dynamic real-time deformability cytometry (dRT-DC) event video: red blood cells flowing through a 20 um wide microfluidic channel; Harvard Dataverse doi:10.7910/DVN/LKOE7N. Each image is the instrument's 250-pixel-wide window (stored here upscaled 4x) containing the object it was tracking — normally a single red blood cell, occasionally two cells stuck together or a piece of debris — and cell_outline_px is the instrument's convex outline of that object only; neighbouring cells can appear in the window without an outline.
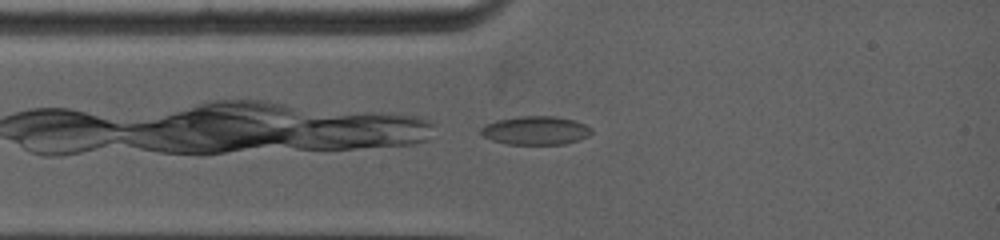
{"species": "common noctule bat (a hibernating species)", "species_latin": "Nyctalus noctula", "temperature_condition": "warm", "stored_images_in_passage": 20, "camera_frame_rate_fps": 5000, "um_per_image_px": 0.085, "animal": {"sex": "female", "body_mass_g": 19.0, "forearm_length_mm": 53.3}, "frame": {"image": 1, "passage_image": 1, "time_ms": 0.0, "image_size_px": [1000, 240], "cell_outline_px": [[592, 132], [588, 136], [564, 144], [508, 144], [492, 140], [484, 136], [480, 132], [480, 128], [496, 120], [520, 116], [556, 116], [576, 120], [592, 128]], "centroid_in_image_um": [45.54, 11.08], "position_along_channel_um": 39.5, "area_um2": 18.32}}
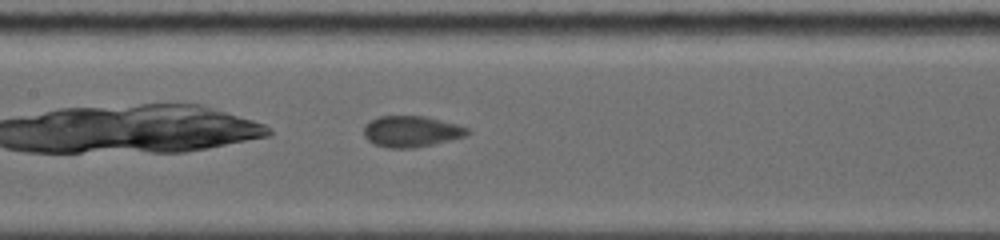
{"frame": {"image": 2, "passage_image": 9, "time_ms": 3.4, "image_size_px": [1000, 240], "cell_outline_px": [[472, 132], [464, 136], [452, 140], [412, 148], [388, 148], [372, 144], [364, 136], [364, 124], [380, 116], [424, 116], [460, 124], [468, 128]], "centroid_in_image_um": [34.98, 11.17], "position_along_channel_um": 172.4, "area_um2": 18.96}}
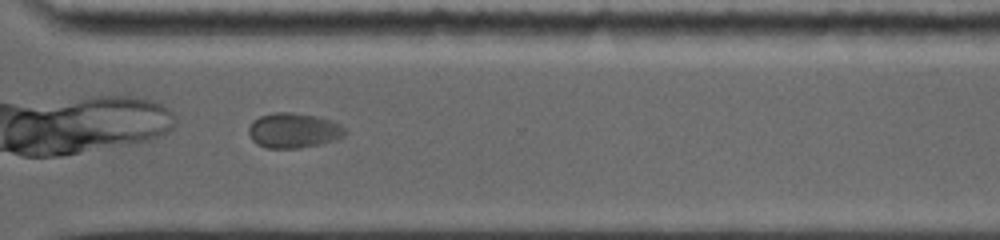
{"frame": {"image": 3, "passage_image": 19, "time_ms": 7.8, "image_size_px": [1000, 240], "cell_outline_px": [[348, 132], [344, 136], [336, 140], [320, 144], [296, 148], [268, 148], [256, 144], [252, 140], [248, 132], [248, 128], [252, 120], [260, 116], [272, 112], [292, 112], [320, 116], [332, 120], [340, 124]], "centroid_in_image_um": [24.96, 11.07], "position_along_channel_um": 345.6, "area_um2": 20.0}}